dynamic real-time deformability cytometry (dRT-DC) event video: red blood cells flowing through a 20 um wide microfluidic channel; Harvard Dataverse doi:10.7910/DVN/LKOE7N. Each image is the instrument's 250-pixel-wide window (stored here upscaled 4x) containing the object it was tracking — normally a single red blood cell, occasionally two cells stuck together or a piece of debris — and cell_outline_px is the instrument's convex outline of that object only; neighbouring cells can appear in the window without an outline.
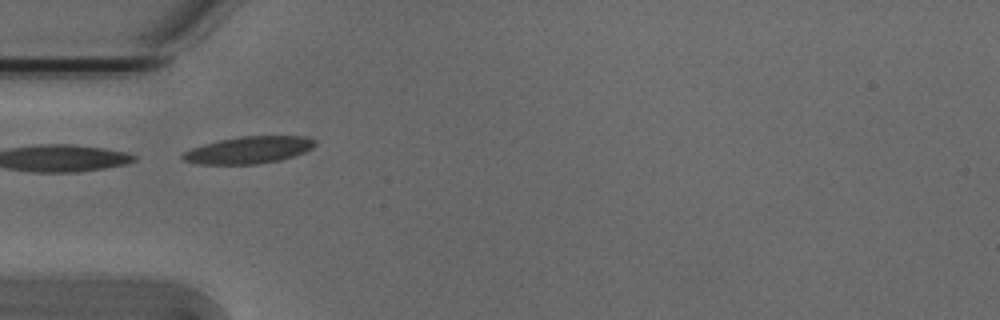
{"species": "Egyptian fruit bat (a non-hibernating species)", "species_latin": "Rousettus aegyptiacus", "temperature_condition": "cold", "stored_images_in_passage": 38, "camera_frame_rate_fps": 3000, "um_per_image_px": 0.085, "animal": {"sex": "male"}, "frame": {"image": 1, "passage_image": 1, "time_ms": 0.0, "image_size_px": [1000, 320], "cell_outline_px": [[316, 144], [312, 148], [304, 152], [280, 160], [256, 164], [200, 164], [180, 160], [180, 156], [184, 152], [192, 148], [204, 144], [220, 140], [240, 136], [304, 136], [316, 140]], "centroid_in_image_um": [21.12, 12.75], "position_along_channel_um": 63.9, "area_um2": 20.81}}